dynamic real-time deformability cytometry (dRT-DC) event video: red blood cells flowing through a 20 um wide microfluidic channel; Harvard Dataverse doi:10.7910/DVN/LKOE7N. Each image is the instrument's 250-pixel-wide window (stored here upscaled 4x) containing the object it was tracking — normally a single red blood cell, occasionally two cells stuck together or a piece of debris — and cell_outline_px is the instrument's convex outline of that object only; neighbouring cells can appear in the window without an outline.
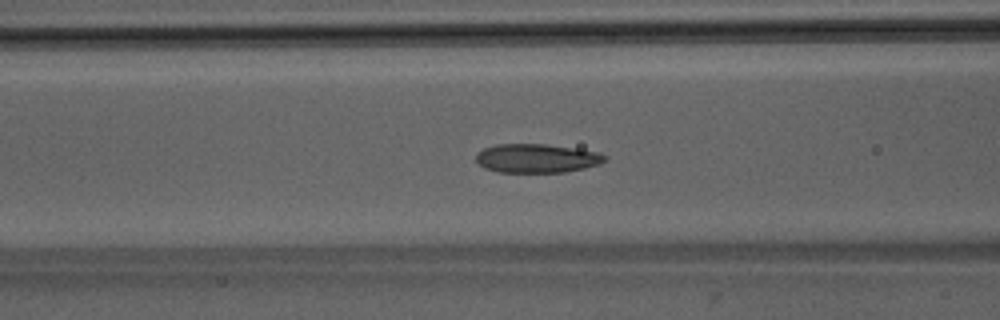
{"species": "Egyptian fruit bat (a non-hibernating species)", "species_latin": "Rousettus aegyptiacus", "temperature_condition": "room temperature", "stored_images_in_passage": 35, "camera_frame_rate_fps": 3000, "um_per_image_px": 0.085, "animal": {"sex": "male"}, "frame": {"image": 1, "passage_image": 5, "time_ms": 1.333, "image_size_px": [1000, 320], "cell_outline_px": [[608, 160], [600, 164], [584, 168], [564, 172], [500, 172], [484, 168], [476, 160], [476, 152], [484, 148], [496, 144], [544, 144], [576, 148], [600, 152], [608, 156]], "centroid_in_image_um": [45.66, 13.45], "position_along_channel_um": 120.9, "area_um2": 21.85}}
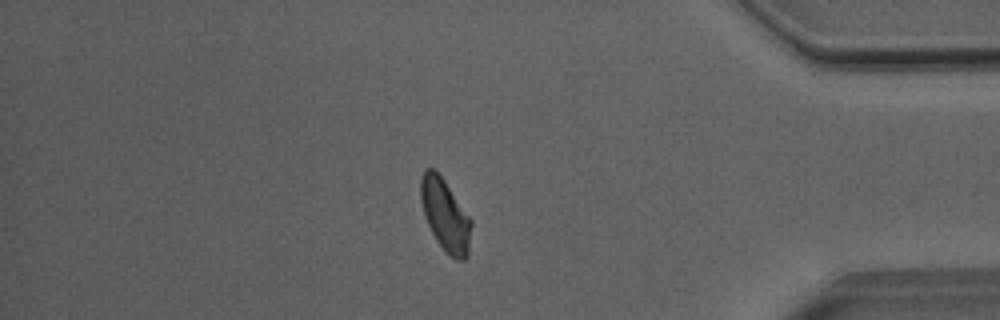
{"frame": {"image": 2, "passage_image": 28, "time_ms": 9.0, "image_size_px": [1000, 320], "cell_outline_px": [[472, 224], [468, 256], [464, 260], [456, 260], [436, 240], [424, 216], [420, 200], [420, 180], [424, 168], [432, 168], [444, 180], [472, 220]], "centroid_in_image_um": [37.84, 18.27], "position_along_channel_um": 397.4, "area_um2": 21.04}}
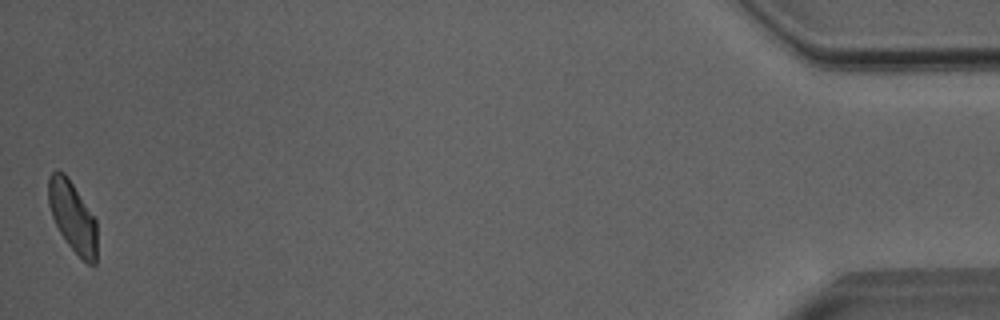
{"frame": {"image": 3, "passage_image": 35, "time_ms": 11.333, "image_size_px": [1000, 320], "cell_outline_px": [[96, 264], [88, 264], [64, 240], [52, 216], [48, 204], [48, 176], [52, 172], [64, 172], [96, 220]], "centroid_in_image_um": [6.15, 18.42], "position_along_channel_um": 429.0, "area_um2": 19.54}, "authors_computed_cell_mechanics": {"area_um2": 21.2704, "velocity_mm_per_s": 4.0218, "shape_relaxation_time_tau1_ms": 4.9371, "shape_relaxation_time_tau2_ms": 2.4126, "deformation_change_tau1": 0.1486, "deformation_change_tau2": 0.0746}}